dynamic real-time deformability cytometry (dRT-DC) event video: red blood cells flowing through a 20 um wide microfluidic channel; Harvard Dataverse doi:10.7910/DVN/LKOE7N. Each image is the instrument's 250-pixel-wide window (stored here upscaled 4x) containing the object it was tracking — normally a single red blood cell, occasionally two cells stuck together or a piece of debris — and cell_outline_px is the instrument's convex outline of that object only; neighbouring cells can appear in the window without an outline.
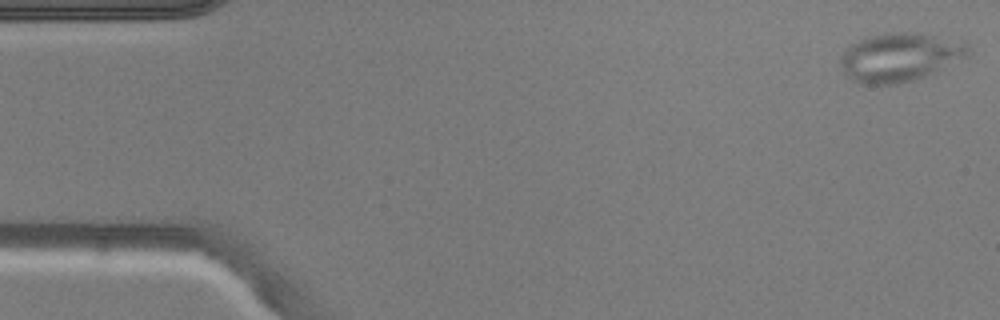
{"species": "common noctule bat (a hibernating species)", "species_latin": "Nyctalus noctula", "temperature_condition": "warm", "stored_images_in_passage": 50, "camera_frame_rate_fps": 3000, "um_per_image_px": 0.085, "animal": {"sex": "male", "body_mass_g": 20.5, "forearm_length_mm": 52.5}, "frame": {"image": 1, "passage_image": 1, "time_ms": 0.0, "image_size_px": [1000, 320], "cell_outline_px": [[968, 56], [936, 72], [916, 80], [896, 84], [860, 84], [852, 80], [844, 72], [840, 64], [840, 56], [852, 44], [868, 36], [888, 32], [916, 32], [964, 40], [968, 44]], "centroid_in_image_um": [76.52, 4.85], "position_along_channel_um": 8.5, "area_um2": 36.53}}
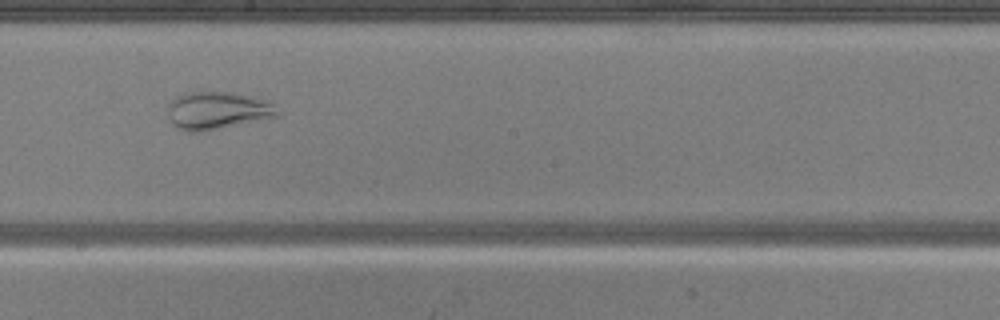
{"frame": {"image": 2, "passage_image": 27, "time_ms": 8.667, "image_size_px": [1000, 320], "cell_outline_px": [[280, 112], [276, 116], [200, 132], [188, 132], [176, 128], [172, 124], [168, 116], [168, 104], [176, 96], [184, 92], [236, 92], [268, 100]], "centroid_in_image_um": [18.43, 9.38], "position_along_channel_um": 229.8, "area_um2": 24.04}}
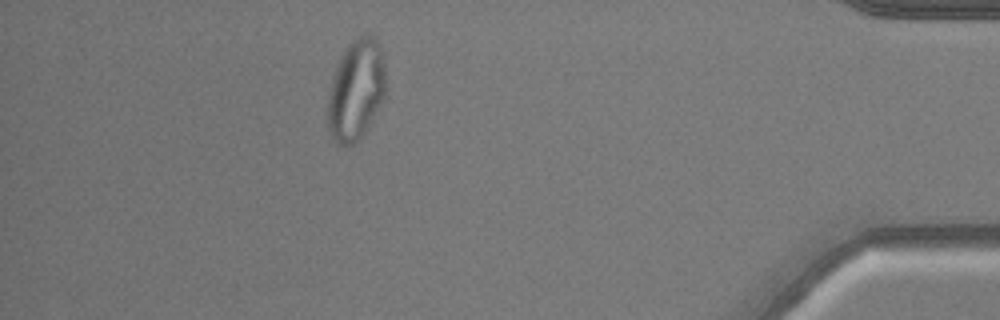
{"frame": {"image": 3, "passage_image": 44, "time_ms": 14.333, "image_size_px": [1000, 320], "cell_outline_px": [[384, 100], [360, 140], [344, 148], [336, 144], [332, 140], [328, 128], [328, 92], [332, 76], [340, 56], [344, 48], [356, 36], [372, 36], [376, 40], [380, 48], [384, 64]], "centroid_in_image_um": [30.23, 7.7], "position_along_channel_um": 405.0, "area_um2": 34.33}}